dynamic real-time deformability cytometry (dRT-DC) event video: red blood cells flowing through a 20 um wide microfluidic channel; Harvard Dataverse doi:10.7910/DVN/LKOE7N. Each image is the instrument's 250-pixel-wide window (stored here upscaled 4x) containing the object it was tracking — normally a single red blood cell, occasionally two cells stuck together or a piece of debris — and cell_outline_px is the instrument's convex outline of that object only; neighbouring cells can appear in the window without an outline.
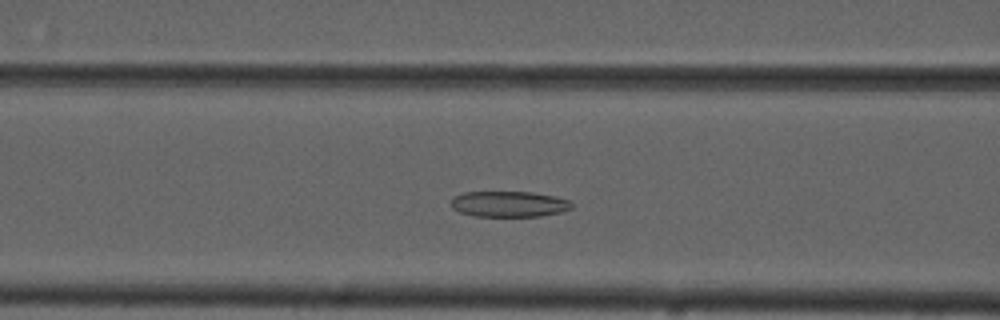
{"species": "common noctule bat (a hibernating species)", "species_latin": "Nyctalus noctula", "temperature_condition": "cold", "stored_images_in_passage": 50, "camera_frame_rate_fps": 3000, "um_per_image_px": 0.085, "animal": {"sex": "male", "forearm_length_mm": 52.5}, "frame": {"image": 1, "passage_image": 17, "time_ms": 5.333, "image_size_px": [1000, 320], "cell_outline_px": [[572, 208], [560, 212], [540, 216], [472, 216], [460, 212], [452, 208], [452, 196], [464, 192], [532, 192], [552, 196], [568, 200], [572, 204]], "centroid_in_image_um": [43.22, 17.34], "position_along_channel_um": 123.4, "area_um2": 18.03}}
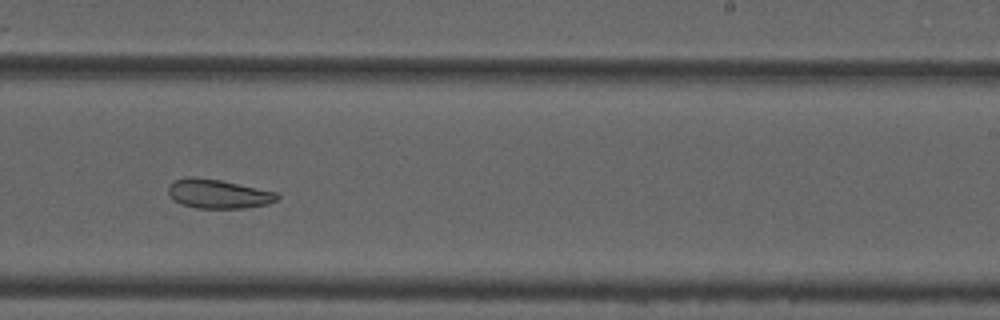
{"frame": {"image": 2, "passage_image": 29, "time_ms": 9.333, "image_size_px": [1000, 320], "cell_outline_px": [[280, 196], [276, 200], [268, 204], [244, 208], [196, 208], [180, 204], [168, 192], [168, 188], [176, 180], [188, 176], [192, 176], [220, 180], [276, 192]], "centroid_in_image_um": [18.56, 16.48], "position_along_channel_um": 270.4, "area_um2": 18.21}}
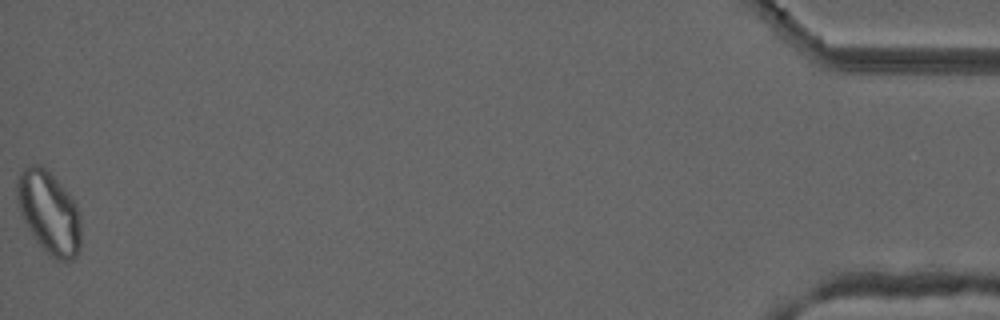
{"frame": {"image": 3, "passage_image": 50, "time_ms": 16.333, "image_size_px": [1000, 320], "cell_outline_px": [[80, 248], [76, 256], [72, 260], [56, 260], [32, 236], [20, 212], [16, 196], [16, 184], [20, 172], [24, 168], [32, 164], [40, 164], [68, 192], [76, 204], [80, 212]], "centroid_in_image_um": [4.17, 18.06], "position_along_channel_um": 431.0, "area_um2": 30.52}, "authors_computed_cell_mechanics": {"area_um2": 21.8484, "velocity_mm_per_s": 3.6839, "shape_relaxation_time_tau1_ms": null, "shape_relaxation_time_tau2_ms": 6.2279, "deformation_change_tau1": null, "deformation_change_tau2": 0.1215}}